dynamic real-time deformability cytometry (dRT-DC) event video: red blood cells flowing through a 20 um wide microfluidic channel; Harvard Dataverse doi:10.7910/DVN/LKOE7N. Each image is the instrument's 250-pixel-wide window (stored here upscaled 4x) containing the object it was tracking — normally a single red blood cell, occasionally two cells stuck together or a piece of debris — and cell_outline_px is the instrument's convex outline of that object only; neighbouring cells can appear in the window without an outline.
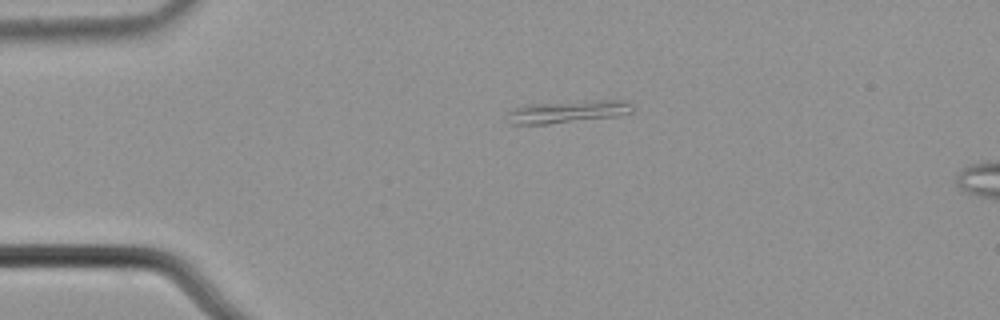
{"species": "common noctule bat (a hibernating species)", "species_latin": "Nyctalus noctula", "temperature_condition": "cold", "stored_images_in_passage": 2, "camera_frame_rate_fps": 3000, "um_per_image_px": 0.085, "animal": {"sex": "male", "body_mass_g": 21.5, "forearm_length_mm": 52.0}, "frame": {"image": 1, "passage_image": 1, "time_ms": 0.0, "image_size_px": [1000, 320], "cell_outline_px": [[636, 108], [632, 112], [620, 116], [548, 124], [512, 124], [508, 112], [512, 108], [524, 104], [596, 100], [628, 100]], "centroid_in_image_um": [48.34, 9.47], "position_along_channel_um": 36.7, "area_um2": 16.59}}